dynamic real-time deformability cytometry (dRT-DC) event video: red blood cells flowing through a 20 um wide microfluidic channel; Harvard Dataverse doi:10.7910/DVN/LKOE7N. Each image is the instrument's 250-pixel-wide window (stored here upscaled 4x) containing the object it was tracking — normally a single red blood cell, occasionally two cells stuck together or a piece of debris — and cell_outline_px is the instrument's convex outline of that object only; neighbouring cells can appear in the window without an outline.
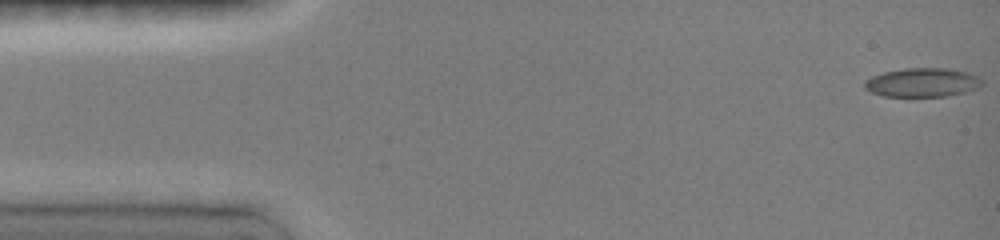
{"species": "common noctule bat (a hibernating species)", "species_latin": "Nyctalus noctula", "temperature_condition": "room temperature", "stored_images_in_passage": 48, "camera_frame_rate_fps": 3000, "um_per_image_px": 0.085, "animal": {"sex": "female", "body_mass_g": 19.0, "forearm_length_mm": 51.5}, "frame": {"image": 1, "passage_image": 1, "time_ms": 0.0, "image_size_px": [1000, 240], "cell_outline_px": [[984, 84], [976, 88], [964, 92], [948, 96], [884, 96], [872, 92], [864, 88], [864, 80], [872, 76], [884, 72], [904, 68], [948, 68], [968, 72], [980, 76], [984, 80]], "centroid_in_image_um": [78.44, 7.0], "position_along_channel_um": 6.6, "area_um2": 19.94}}
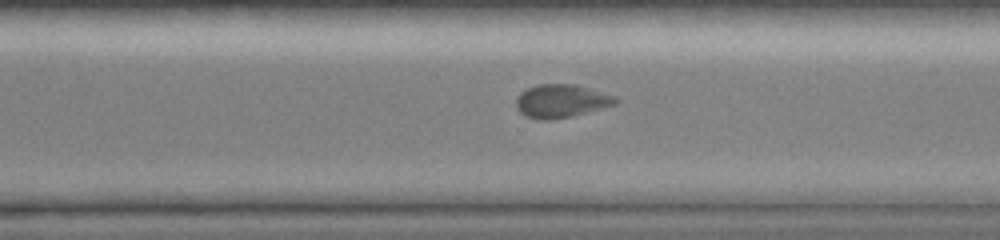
{"frame": {"image": 2, "passage_image": 34, "time_ms": 11.0, "image_size_px": [1000, 240], "cell_outline_px": [[620, 100], [616, 104], [572, 116], [552, 120], [540, 120], [524, 116], [516, 108], [516, 96], [520, 92], [528, 88], [540, 84], [576, 84], [616, 96]], "centroid_in_image_um": [47.69, 8.59], "position_along_channel_um": 322.9, "area_um2": 19.42}}
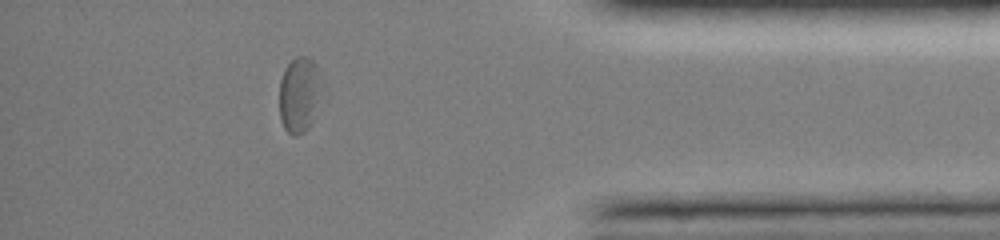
{"frame": {"image": 3, "passage_image": 42, "time_ms": 13.667, "image_size_px": [1000, 240], "cell_outline_px": [[328, 96], [308, 128], [304, 132], [296, 136], [292, 136], [284, 128], [280, 120], [280, 80], [284, 68], [296, 56], [308, 56], [316, 64], [328, 92]], "centroid_in_image_um": [25.57, 8.05], "position_along_channel_um": 409.6, "area_um2": 20.23}, "authors_computed_cell_mechanics": {"area_um2": 19.1896, "velocity_mm_per_s": 3.9962, "shape_relaxation_time_tau1_ms": null, "shape_relaxation_time_tau2_ms": 2.1676, "deformation_change_tau1": null, "deformation_change_tau2": 0.0496}}